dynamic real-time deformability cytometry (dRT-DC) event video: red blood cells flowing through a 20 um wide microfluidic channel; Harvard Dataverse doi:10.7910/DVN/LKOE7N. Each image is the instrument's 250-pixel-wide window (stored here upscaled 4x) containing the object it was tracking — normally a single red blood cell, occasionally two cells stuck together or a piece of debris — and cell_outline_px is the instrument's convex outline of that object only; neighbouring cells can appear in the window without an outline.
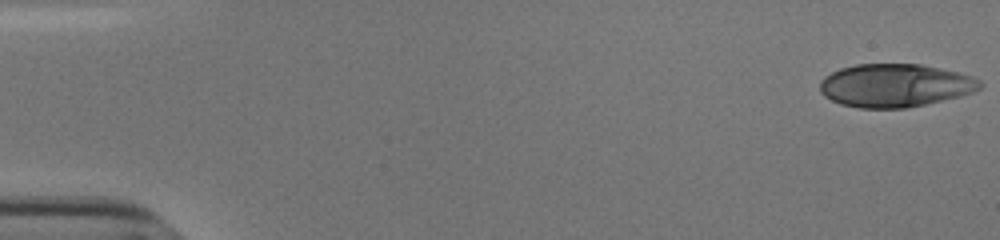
{"species": "human", "species_latin": "Homo sapiens", "temperature_condition": "cold", "stored_images_in_passage": 53, "camera_frame_rate_fps": 3000, "um_per_image_px": 0.085, "donor": {"sex": "male"}, "frame": {"image": 1, "passage_image": 1, "time_ms": 0.0, "image_size_px": [1000, 240], "cell_outline_px": [[984, 84], [980, 88], [972, 92], [960, 96], [924, 104], [904, 108], [860, 108], [840, 104], [824, 96], [820, 92], [820, 80], [824, 76], [840, 68], [856, 64], [920, 64], [956, 72], [972, 76], [980, 80]], "centroid_in_image_um": [76.05, 7.26], "position_along_channel_um": 8.9, "area_um2": 40.17}}
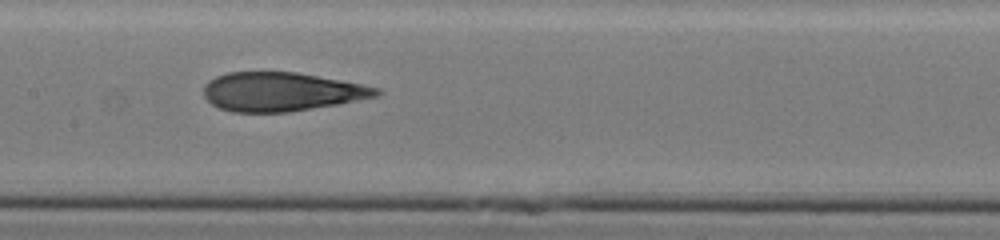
{"frame": {"image": 2, "passage_image": 27, "time_ms": 8.667, "image_size_px": [1000, 240], "cell_outline_px": [[384, 92], [380, 96], [336, 104], [288, 112], [232, 112], [220, 108], [212, 104], [204, 96], [204, 84], [208, 80], [216, 76], [228, 72], [296, 72], [360, 84], [380, 88]], "centroid_in_image_um": [23.91, 7.8], "position_along_channel_um": 183.5, "area_um2": 38.96}}
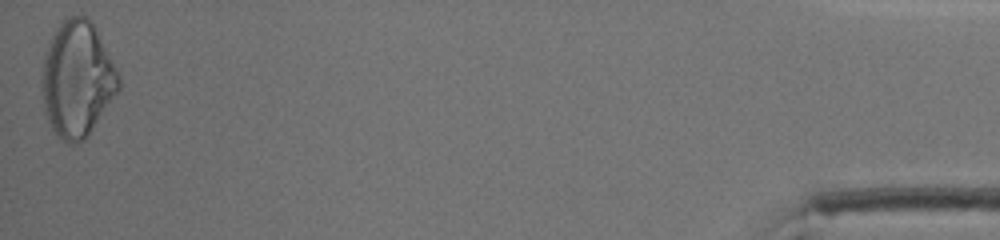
{"frame": {"image": 3, "passage_image": 53, "time_ms": 17.333, "image_size_px": [1000, 240], "cell_outline_px": [[120, 88], [84, 140], [72, 144], [68, 144], [52, 128], [44, 112], [40, 80], [44, 56], [48, 44], [56, 28], [68, 16], [84, 16], [96, 28], [120, 76]], "centroid_in_image_um": [6.54, 6.72], "position_along_channel_um": 428.7, "area_um2": 51.38}, "authors_computed_cell_mechanics": {"area_um2": 40.5178, "velocity_mm_per_s": 3.8459, "shape_relaxation_time_tau1_ms": 9.9622, "shape_relaxation_time_tau2_ms": 1.6014, "deformation_change_tau1": 0.2997, "deformation_change_tau2": 0.0976}}